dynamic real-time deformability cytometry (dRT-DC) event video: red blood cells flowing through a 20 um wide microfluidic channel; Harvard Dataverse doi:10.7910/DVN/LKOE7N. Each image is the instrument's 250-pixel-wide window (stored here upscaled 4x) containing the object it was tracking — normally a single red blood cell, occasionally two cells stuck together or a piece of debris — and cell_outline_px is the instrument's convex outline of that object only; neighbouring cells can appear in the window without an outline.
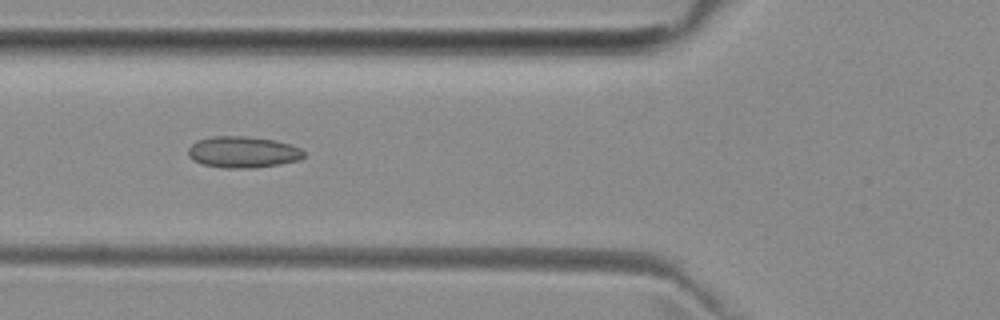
{"species": "common noctule bat (a hibernating species)", "species_latin": "Nyctalus noctula", "temperature_condition": "room temperature", "stored_images_in_passage": 6, "camera_frame_rate_fps": 3000, "um_per_image_px": 0.085, "animal": {"sex": "female", "body_mass_g": 29.2, "forearm_length_mm": 56.3}, "frame": {"image": 1, "passage_image": 4, "time_ms": 5.0, "image_size_px": [1000, 320], "cell_outline_px": [[304, 156], [296, 160], [280, 164], [252, 168], [224, 168], [204, 164], [192, 160], [188, 156], [188, 148], [196, 140], [212, 136], [244, 136], [276, 140], [300, 148], [304, 152]], "centroid_in_image_um": [20.6, 12.92], "position_along_channel_um": 105.2, "area_um2": 21.1}}
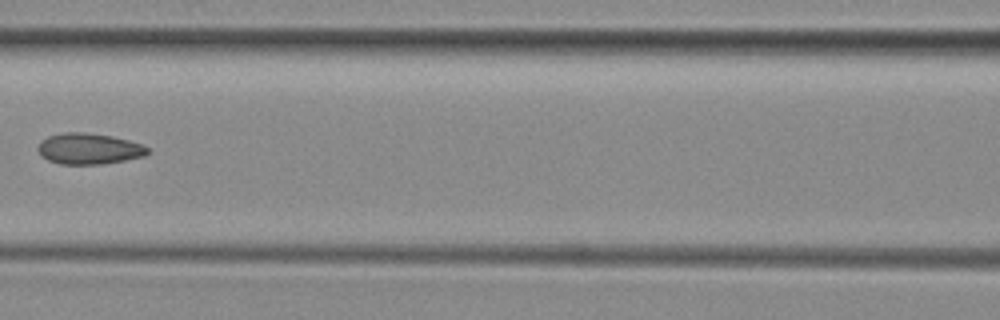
{"frame": {"image": 2, "passage_image": 5, "time_ms": 6.333, "image_size_px": [1000, 320], "cell_outline_px": [[148, 152], [144, 156], [124, 160], [100, 164], [60, 164], [48, 160], [40, 156], [36, 148], [40, 140], [48, 136], [64, 132], [84, 132], [112, 136], [128, 140], [140, 144], [148, 148]], "centroid_in_image_um": [7.49, 12.64], "position_along_channel_um": 159.1, "area_um2": 19.83}}
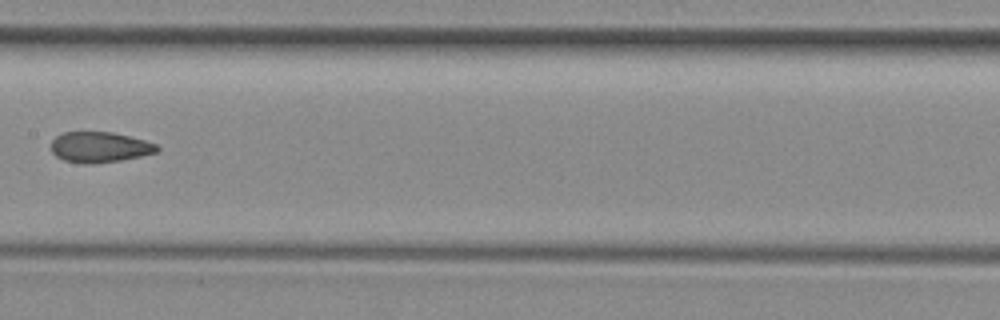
{"frame": {"image": 3, "passage_image": 6, "time_ms": 7.333, "image_size_px": [1000, 320], "cell_outline_px": [[160, 148], [156, 152], [140, 156], [120, 160], [88, 164], [84, 164], [64, 160], [56, 156], [52, 152], [52, 140], [56, 136], [64, 132], [112, 132], [144, 140], [156, 144]], "centroid_in_image_um": [8.45, 12.5], "position_along_channel_um": 198.9, "area_um2": 18.67}}